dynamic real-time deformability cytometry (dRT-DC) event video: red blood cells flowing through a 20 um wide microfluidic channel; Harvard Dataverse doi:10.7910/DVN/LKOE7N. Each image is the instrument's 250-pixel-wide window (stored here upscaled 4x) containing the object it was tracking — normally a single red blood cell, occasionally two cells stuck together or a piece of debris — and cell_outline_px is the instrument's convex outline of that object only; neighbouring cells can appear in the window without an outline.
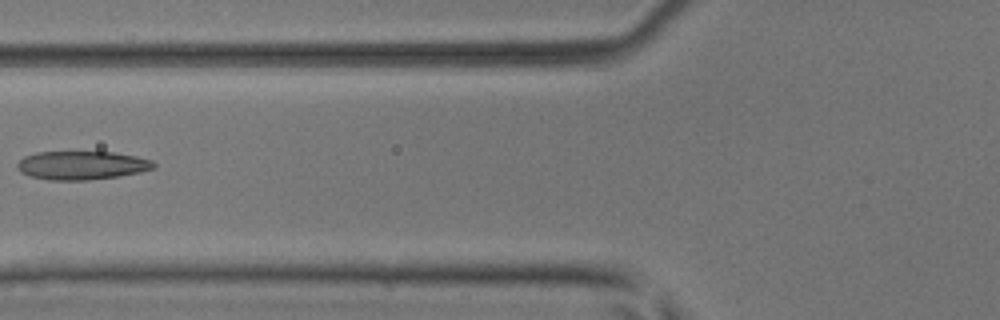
{"species": "common noctule bat (a hibernating species)", "species_latin": "Nyctalus noctula", "temperature_condition": "room temperature", "stored_images_in_passage": 6, "camera_frame_rate_fps": 3000, "um_per_image_px": 0.085, "animal": {"sex": "male", "body_mass_g": 17.9, "forearm_length_mm": 54.2}, "frame": {"image": 1, "passage_image": 6, "time_ms": 1.667, "image_size_px": [1000, 320], "cell_outline_px": [[156, 168], [140, 172], [120, 176], [88, 180], [48, 180], [28, 176], [20, 172], [16, 168], [16, 164], [24, 156], [36, 152], [112, 152], [136, 156], [152, 160], [156, 164]], "centroid_in_image_um": [6.94, 14.06], "position_along_channel_um": 118.9, "area_um2": 22.95}}